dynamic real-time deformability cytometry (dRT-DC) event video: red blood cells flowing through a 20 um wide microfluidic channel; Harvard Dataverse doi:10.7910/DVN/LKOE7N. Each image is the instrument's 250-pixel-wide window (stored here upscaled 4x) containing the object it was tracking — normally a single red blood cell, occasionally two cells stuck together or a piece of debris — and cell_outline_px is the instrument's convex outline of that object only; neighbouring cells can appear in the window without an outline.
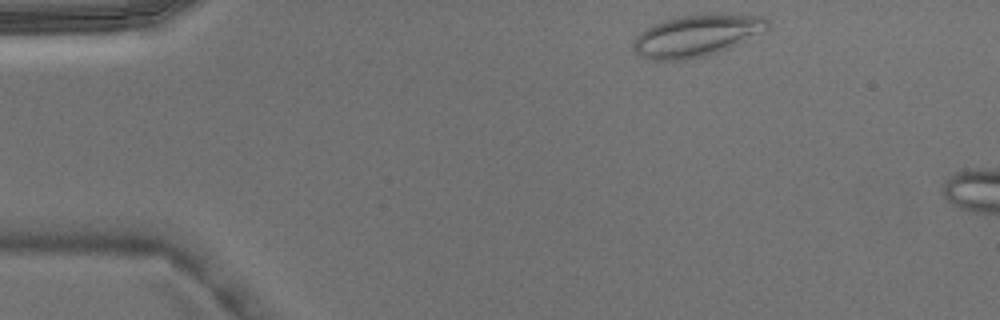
{"species": "Egyptian fruit bat (a non-hibernating species)", "species_latin": "Rousettus aegyptiacus", "temperature_condition": "warm", "stored_images_in_passage": 3, "camera_frame_rate_fps": 3000, "um_per_image_px": 0.085, "animal": {"sex": "male"}, "frame": {"image": 1, "passage_image": 1, "time_ms": 0.0, "image_size_px": [1000, 320], "cell_outline_px": [[768, 28], [728, 48], [704, 56], [684, 60], [648, 60], [632, 52], [632, 44], [636, 36], [644, 28], [652, 24], [664, 20], [680, 16], [716, 12], [764, 16], [768, 20]], "centroid_in_image_um": [59.14, 3.0], "position_along_channel_um": 25.9, "area_um2": 32.95}}